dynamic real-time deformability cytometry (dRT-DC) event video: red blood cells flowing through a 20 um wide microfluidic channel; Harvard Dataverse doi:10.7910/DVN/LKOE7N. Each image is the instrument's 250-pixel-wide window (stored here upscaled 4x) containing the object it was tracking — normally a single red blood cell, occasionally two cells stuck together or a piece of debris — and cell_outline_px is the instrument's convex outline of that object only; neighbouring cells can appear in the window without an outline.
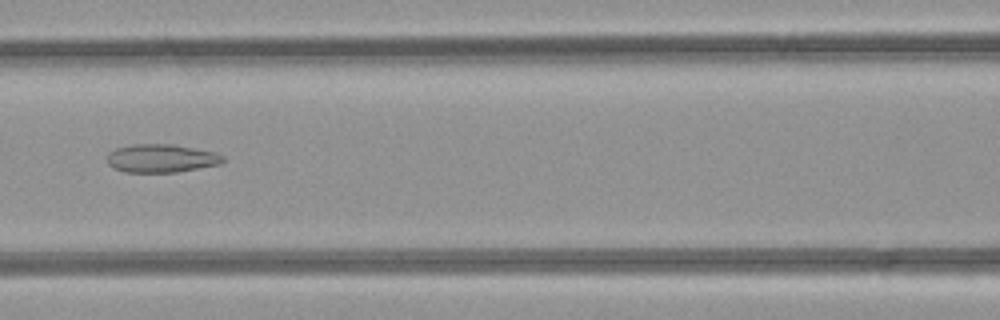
{"species": "common noctule bat (a hibernating species)", "species_latin": "Nyctalus noctula", "temperature_condition": "room temperature", "stored_images_in_passage": 35, "camera_frame_rate_fps": 3000, "um_per_image_px": 0.085, "animal": {"sex": "female", "body_mass_g": 21.9}, "frame": {"image": 1, "passage_image": 8, "time_ms": 2.333, "image_size_px": [1000, 320], "cell_outline_px": [[224, 160], [220, 164], [176, 172], [124, 172], [112, 168], [108, 164], [108, 152], [116, 148], [132, 144], [172, 144], [216, 152], [224, 156]], "centroid_in_image_um": [13.69, 13.45], "position_along_channel_um": 152.9, "area_um2": 19.13}}
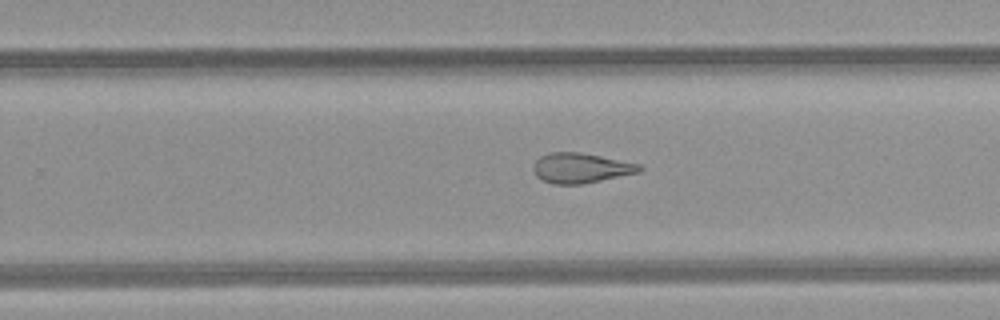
{"frame": {"image": 2, "passage_image": 17, "time_ms": 5.333, "image_size_px": [1000, 320], "cell_outline_px": [[644, 168], [640, 172], [580, 184], [552, 184], [536, 176], [532, 168], [532, 164], [540, 156], [548, 152], [580, 152], [640, 164]], "centroid_in_image_um": [49.34, 14.27], "position_along_channel_um": 280.5, "area_um2": 18.5}}
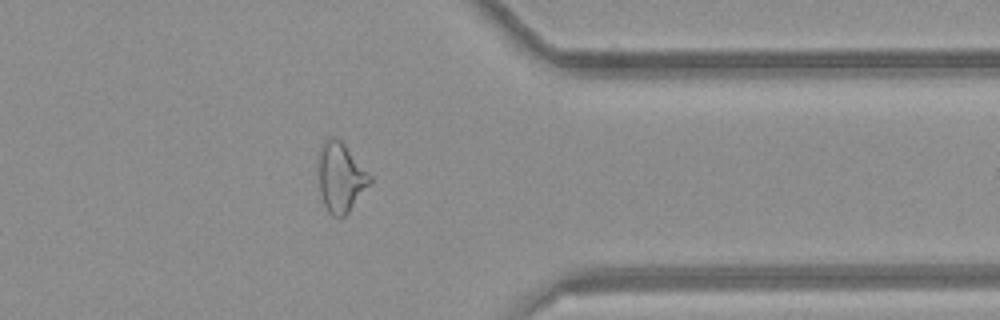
{"frame": {"image": 3, "passage_image": 25, "time_ms": 8.0, "image_size_px": [1000, 320], "cell_outline_px": [[372, 180], [348, 212], [344, 216], [332, 216], [328, 212], [324, 204], [320, 192], [316, 164], [316, 160], [320, 148], [324, 140], [328, 136], [332, 136], [340, 140], [344, 144], [372, 176]], "centroid_in_image_um": [28.9, 15.03], "position_along_channel_um": 382.5, "area_um2": 20.98}, "authors_computed_cell_mechanics": {"area_um2": 20.2878, "velocity_mm_per_s": 4.2686, "shape_relaxation_time_tau1_ms": null, "shape_relaxation_time_tau2_ms": 3.4863, "deformation_change_tau1": null, "deformation_change_tau2": 0.1387}}